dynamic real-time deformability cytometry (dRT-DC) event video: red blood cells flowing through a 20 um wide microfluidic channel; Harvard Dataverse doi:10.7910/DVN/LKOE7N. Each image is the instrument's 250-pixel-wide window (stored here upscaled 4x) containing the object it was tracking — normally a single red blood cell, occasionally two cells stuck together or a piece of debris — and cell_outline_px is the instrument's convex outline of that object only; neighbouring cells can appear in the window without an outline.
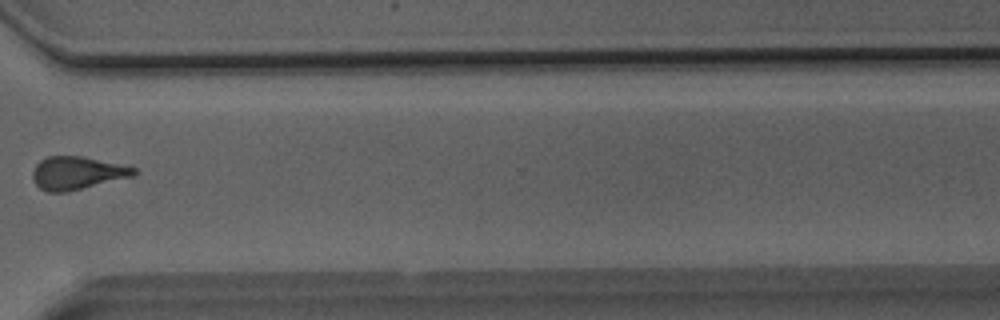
{"species": "Egyptian fruit bat (a non-hibernating species)", "species_latin": "Rousettus aegyptiacus", "temperature_condition": "room temperature", "stored_images_in_passage": 20, "camera_frame_rate_fps": 3000, "um_per_image_px": 0.085, "animal": {"sex": "male"}, "frame": {"image": 1, "passage_image": 16, "time_ms": 5.0, "image_size_px": [1000, 320], "cell_outline_px": [[140, 172], [136, 176], [68, 192], [48, 192], [40, 188], [36, 184], [32, 176], [32, 172], [36, 164], [40, 160], [48, 156], [80, 156], [120, 164], [136, 168]], "centroid_in_image_um": [6.59, 14.72], "position_along_channel_um": 364.0, "area_um2": 19.65}}
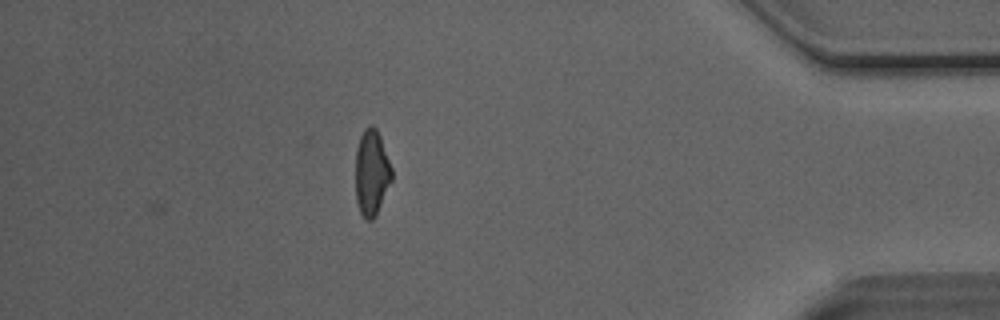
{"frame": {"image": 2, "passage_image": 20, "time_ms": 6.333, "image_size_px": [1000, 320], "cell_outline_px": [[392, 180], [376, 216], [372, 220], [364, 220], [360, 212], [356, 200], [356, 148], [360, 136], [364, 128], [368, 124], [372, 124], [376, 128], [380, 136], [392, 168]], "centroid_in_image_um": [31.59, 14.68], "position_along_channel_um": 403.6, "area_um2": 18.32}}